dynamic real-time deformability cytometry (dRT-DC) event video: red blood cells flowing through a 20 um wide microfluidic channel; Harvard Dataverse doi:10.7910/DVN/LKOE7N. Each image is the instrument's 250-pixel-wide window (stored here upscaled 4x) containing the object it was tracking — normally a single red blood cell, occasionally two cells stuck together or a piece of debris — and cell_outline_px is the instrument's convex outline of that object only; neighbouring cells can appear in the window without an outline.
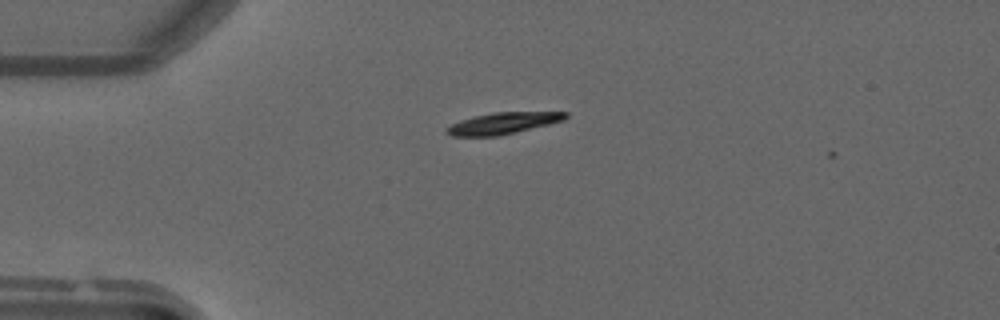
{"species": "common noctule bat (a hibernating species)", "species_latin": "Nyctalus noctula", "temperature_condition": "warm", "stored_images_in_passage": 3, "camera_frame_rate_fps": 3000, "um_per_image_px": 0.085, "animal": {"sex": "male", "forearm_length_mm": 52.5}, "frame": {"image": 1, "passage_image": 1, "time_ms": 0.0, "image_size_px": [1000, 320], "cell_outline_px": [[568, 116], [564, 120], [500, 136], [452, 136], [444, 132], [444, 128], [460, 120], [472, 116], [492, 112], [568, 112]], "centroid_in_image_um": [42.7, 10.47], "position_along_channel_um": 42.3, "area_um2": 14.97}}